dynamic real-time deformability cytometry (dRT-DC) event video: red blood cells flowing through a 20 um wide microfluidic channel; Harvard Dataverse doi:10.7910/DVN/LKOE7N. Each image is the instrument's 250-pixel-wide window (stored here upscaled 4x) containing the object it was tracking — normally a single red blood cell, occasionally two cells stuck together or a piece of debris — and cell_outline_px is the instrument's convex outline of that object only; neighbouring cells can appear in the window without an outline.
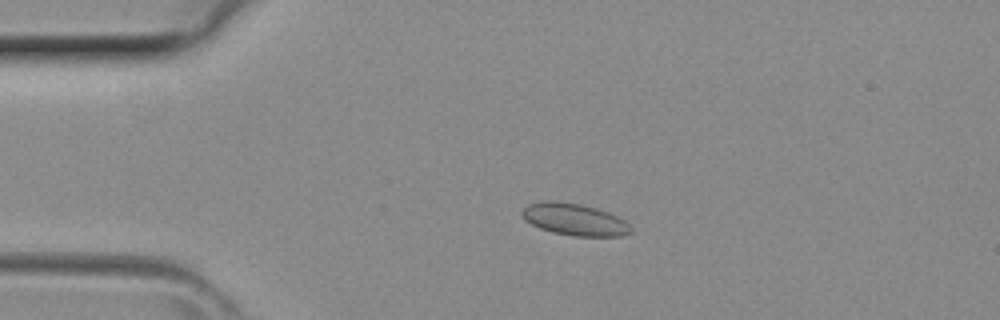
{"species": "common noctule bat (a hibernating species)", "species_latin": "Nyctalus noctula", "temperature_condition": "room temperature", "stored_images_in_passage": 38, "camera_frame_rate_fps": 3000, "um_per_image_px": 0.085, "animal": {"sex": "female", "body_mass_g": 29.2, "forearm_length_mm": 56.3}, "frame": {"image": 1, "passage_image": 5, "time_ms": 1.333, "image_size_px": [1000, 320], "cell_outline_px": [[632, 232], [620, 236], [572, 236], [552, 232], [540, 228], [524, 220], [520, 216], [520, 212], [528, 204], [540, 200], [556, 200], [580, 204], [596, 208], [608, 212], [624, 220], [632, 228]], "centroid_in_image_um": [48.78, 18.64], "position_along_channel_um": 36.2, "area_um2": 20.46}}
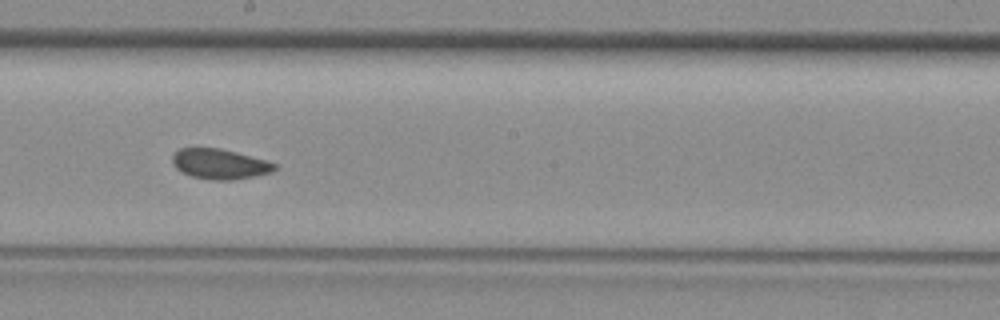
{"frame": {"image": 2, "passage_image": 19, "time_ms": 6.0, "image_size_px": [1000, 320], "cell_outline_px": [[276, 168], [268, 172], [252, 176], [232, 180], [212, 180], [192, 176], [180, 172], [172, 164], [172, 156], [180, 148], [220, 148], [236, 152], [264, 160], [276, 164]], "centroid_in_image_um": [18.6, 13.94], "position_along_channel_um": 229.6, "area_um2": 17.69}}
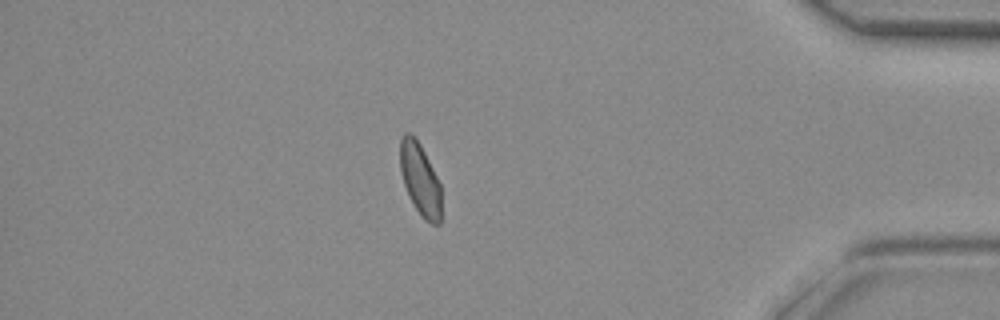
{"frame": {"image": 3, "passage_image": 32, "time_ms": 10.333, "image_size_px": [1000, 320], "cell_outline_px": [[440, 224], [432, 224], [424, 220], [416, 208], [404, 184], [400, 168], [400, 140], [404, 132], [412, 132], [416, 136], [440, 184]], "centroid_in_image_um": [35.69, 15.19], "position_along_channel_um": 399.5, "area_um2": 17.05}}